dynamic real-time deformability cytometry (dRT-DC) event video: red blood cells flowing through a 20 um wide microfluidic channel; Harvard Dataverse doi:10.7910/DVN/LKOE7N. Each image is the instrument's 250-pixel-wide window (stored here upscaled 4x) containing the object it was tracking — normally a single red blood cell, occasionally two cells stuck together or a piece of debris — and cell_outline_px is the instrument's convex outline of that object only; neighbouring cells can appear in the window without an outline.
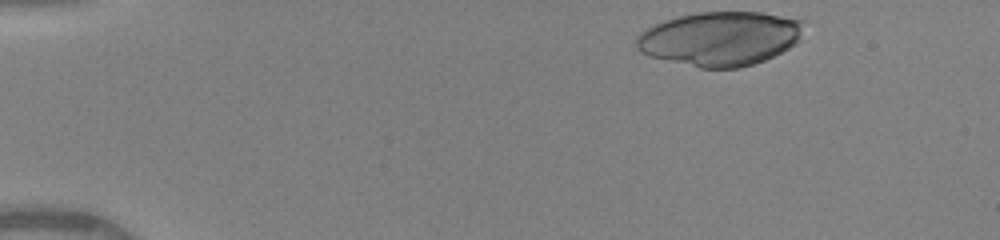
{"species": "human", "species_latin": "Homo sapiens", "temperature_condition": "warm", "stored_images_in_passage": 43, "camera_frame_rate_fps": 3000, "um_per_image_px": 0.085, "donor": {"sex": "female"}, "frame": {"image": 1, "passage_image": 1, "time_ms": 0.0, "image_size_px": [1000, 240], "cell_outline_px": [[804, 20], [800, 40], [788, 48], [764, 60], [740, 68], [700, 68], [648, 56], [640, 52], [636, 48], [636, 36], [640, 32], [652, 24], [664, 20], [696, 12], [760, 12]], "centroid_in_image_um": [61.17, 3.28], "position_along_channel_um": 23.8, "area_um2": 53.0}}